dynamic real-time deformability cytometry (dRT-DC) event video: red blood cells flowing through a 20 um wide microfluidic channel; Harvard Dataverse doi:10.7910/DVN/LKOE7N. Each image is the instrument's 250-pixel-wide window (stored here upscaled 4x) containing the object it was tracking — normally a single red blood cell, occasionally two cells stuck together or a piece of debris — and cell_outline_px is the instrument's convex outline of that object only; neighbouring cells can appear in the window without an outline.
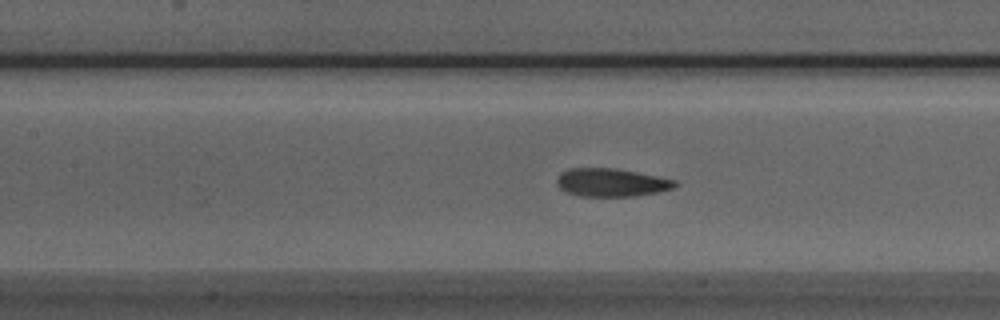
{"species": "Egyptian fruit bat (a non-hibernating species)", "species_latin": "Rousettus aegyptiacus", "temperature_condition": "room temperature", "stored_images_in_passage": 36, "camera_frame_rate_fps": 3000, "um_per_image_px": 0.085, "animal": {"sex": "male"}, "frame": {"image": 1, "passage_image": 7, "time_ms": 2.0, "image_size_px": [1000, 320], "cell_outline_px": [[680, 184], [676, 188], [656, 192], [632, 196], [580, 196], [568, 192], [560, 188], [556, 180], [560, 172], [568, 168], [616, 168], [676, 180]], "centroid_in_image_um": [51.98, 15.5], "position_along_channel_um": 155.4, "area_um2": 19.36}}
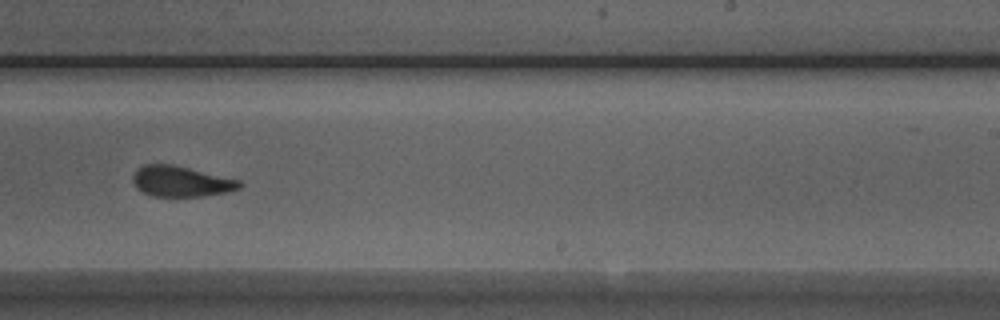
{"frame": {"image": 2, "passage_image": 16, "time_ms": 5.0, "image_size_px": [1000, 320], "cell_outline_px": [[244, 184], [240, 188], [228, 192], [204, 196], [152, 196], [136, 188], [132, 180], [132, 176], [136, 168], [144, 164], [172, 164], [240, 180]], "centroid_in_image_um": [15.38, 15.41], "position_along_channel_um": 273.6, "area_um2": 19.13}}
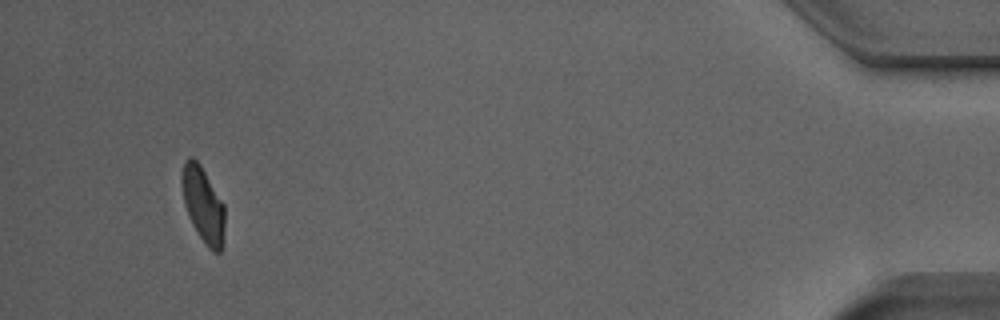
{"frame": {"image": 3, "passage_image": 33, "time_ms": 10.667, "image_size_px": [1000, 320], "cell_outline_px": [[224, 228], [220, 252], [212, 252], [208, 248], [192, 224], [184, 204], [180, 184], [180, 176], [184, 160], [188, 156], [192, 156], [200, 164], [224, 204]], "centroid_in_image_um": [17.22, 17.34], "position_along_channel_um": 418.0, "area_um2": 18.9}}